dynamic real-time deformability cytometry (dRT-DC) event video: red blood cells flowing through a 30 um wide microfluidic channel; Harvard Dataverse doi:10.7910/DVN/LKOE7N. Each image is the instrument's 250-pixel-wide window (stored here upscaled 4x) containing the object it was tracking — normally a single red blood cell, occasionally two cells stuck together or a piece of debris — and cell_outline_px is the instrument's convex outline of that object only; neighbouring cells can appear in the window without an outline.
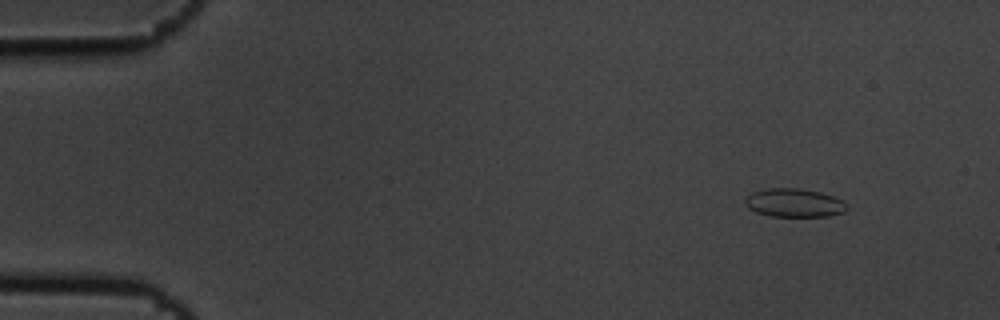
{"species": "common noctule bat (a hibernating species)", "species_latin": "Nyctalus noctula", "temperature_condition": "cold", "stored_images_in_passage": 5, "camera_frame_rate_fps": 3000, "um_per_image_px": 0.085, "animal": {"sex": "male", "body_mass_g": 19.5, "forearm_length_mm": 54.6}, "frame": {"image": 1, "passage_image": 2, "time_ms": 0.333, "image_size_px": [1000, 320], "cell_outline_px": [[848, 208], [844, 212], [828, 216], [768, 216], [756, 212], [748, 208], [744, 204], [744, 200], [752, 192], [768, 188], [800, 188], [820, 192], [832, 196], [848, 204]], "centroid_in_image_um": [67.49, 17.24], "position_along_channel_um": 17.5, "area_um2": 16.94}}